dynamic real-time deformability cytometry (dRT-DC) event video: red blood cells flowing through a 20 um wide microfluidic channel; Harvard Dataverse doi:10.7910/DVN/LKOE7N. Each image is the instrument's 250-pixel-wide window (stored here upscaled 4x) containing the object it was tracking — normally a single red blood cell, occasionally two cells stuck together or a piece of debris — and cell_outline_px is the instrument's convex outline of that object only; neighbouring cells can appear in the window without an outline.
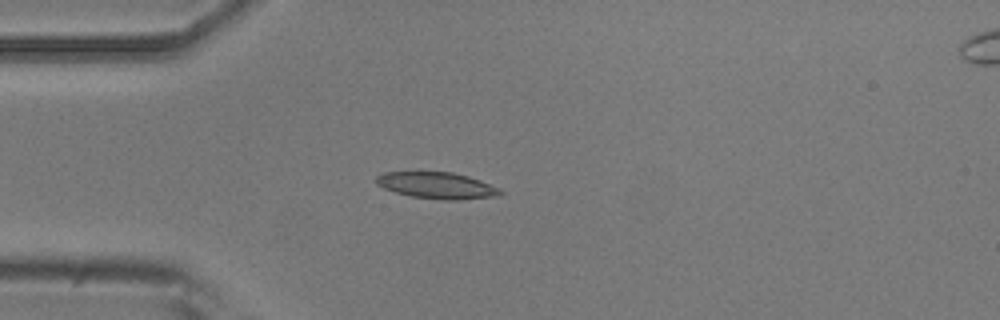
{"species": "common noctule bat (a hibernating species)", "species_latin": "Nyctalus noctula", "temperature_condition": "room temperature", "stored_images_in_passage": 4, "camera_frame_rate_fps": 3000, "um_per_image_px": 0.085, "animal": {"sex": "male", "body_mass_g": 20.5, "forearm_length_mm": 52.5}, "frame": {"image": 1, "passage_image": 3, "time_ms": 3.0, "image_size_px": [1000, 320], "cell_outline_px": [[504, 192], [500, 196], [460, 200], [444, 200], [412, 196], [396, 192], [384, 188], [376, 184], [376, 176], [384, 172], [452, 172], [468, 176], [480, 180], [500, 188]], "centroid_in_image_um": [37.18, 15.77], "position_along_channel_um": 47.8, "area_um2": 19.19}}